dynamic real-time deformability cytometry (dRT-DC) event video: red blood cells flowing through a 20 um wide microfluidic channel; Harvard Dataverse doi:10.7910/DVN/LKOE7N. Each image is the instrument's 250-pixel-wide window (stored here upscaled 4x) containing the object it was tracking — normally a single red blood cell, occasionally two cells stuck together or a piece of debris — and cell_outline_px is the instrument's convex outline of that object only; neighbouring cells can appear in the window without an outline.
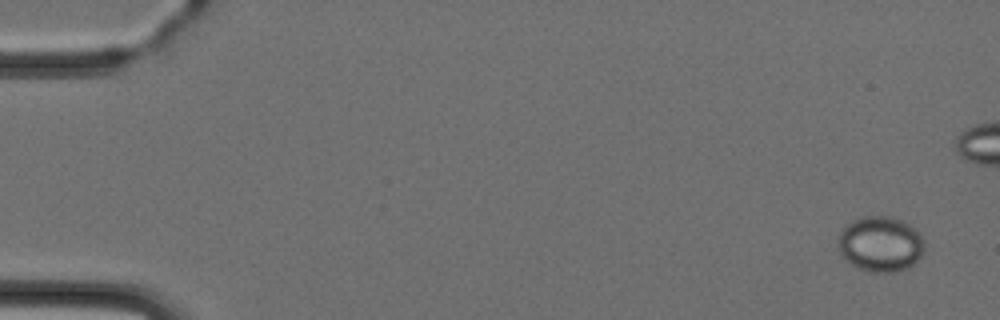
{"species": "Egyptian fruit bat (a non-hibernating species)", "species_latin": "Rousettus aegyptiacus", "temperature_condition": "cold", "stored_images_in_passage": 6, "camera_frame_rate_fps": 3000, "um_per_image_px": 0.085, "animal": {"sex": "female"}, "frame": {"image": 1, "passage_image": 1, "time_ms": 0.0, "image_size_px": [1000, 320], "cell_outline_px": [[924, 252], [912, 264], [896, 272], [868, 272], [856, 268], [840, 252], [840, 232], [852, 220], [864, 216], [888, 216], [904, 220], [916, 228], [924, 240]], "centroid_in_image_um": [74.88, 20.73], "position_along_channel_um": 10.1, "area_um2": 27.74}}